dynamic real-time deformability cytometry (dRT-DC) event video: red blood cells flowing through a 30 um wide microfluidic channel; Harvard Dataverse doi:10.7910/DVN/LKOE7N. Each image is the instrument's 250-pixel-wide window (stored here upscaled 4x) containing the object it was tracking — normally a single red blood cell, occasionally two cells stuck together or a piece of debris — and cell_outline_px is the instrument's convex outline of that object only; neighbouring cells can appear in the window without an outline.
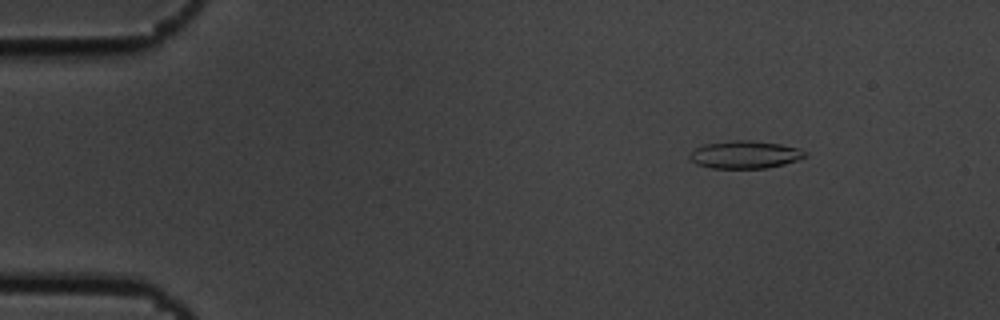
{"species": "common noctule bat (a hibernating species)", "species_latin": "Nyctalus noctula", "temperature_condition": "cold", "stored_images_in_passage": 14, "camera_frame_rate_fps": 3000, "um_per_image_px": 0.085, "animal": {"sex": "male", "body_mass_g": 19.5, "forearm_length_mm": 54.6}, "frame": {"image": 1, "passage_image": 7, "time_ms": 2.0, "image_size_px": [1000, 320], "cell_outline_px": [[808, 156], [784, 164], [768, 168], [712, 168], [696, 164], [688, 156], [696, 148], [704, 144], [728, 140], [752, 140], [780, 144], [800, 148], [808, 152]], "centroid_in_image_um": [63.35, 13.13], "position_along_channel_um": 21.6, "area_um2": 18.73}}